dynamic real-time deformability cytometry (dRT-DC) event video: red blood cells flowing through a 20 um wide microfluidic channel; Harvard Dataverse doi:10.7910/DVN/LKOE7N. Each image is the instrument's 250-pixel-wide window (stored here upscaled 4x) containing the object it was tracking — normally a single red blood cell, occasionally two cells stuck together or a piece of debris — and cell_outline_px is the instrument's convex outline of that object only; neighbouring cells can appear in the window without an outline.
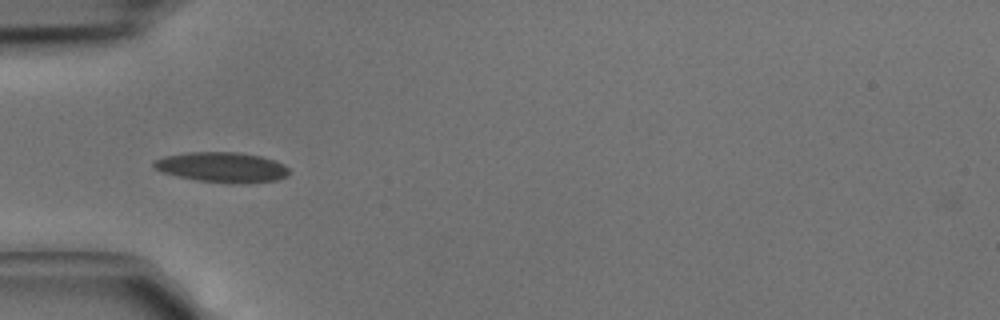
{"species": "common noctule bat (a hibernating species)", "species_latin": "Nyctalus noctula", "temperature_condition": "cold", "stored_images_in_passage": 3, "camera_frame_rate_fps": 3000, "um_per_image_px": 0.085, "animal": {"sex": "male", "body_mass_g": 15.6}, "frame": {"image": 1, "passage_image": 2, "time_ms": 0.333, "image_size_px": [1000, 320], "cell_outline_px": [[288, 176], [276, 180], [244, 184], [232, 184], [196, 180], [176, 176], [160, 172], [152, 168], [152, 160], [164, 156], [188, 152], [236, 152], [260, 156], [276, 160], [284, 164], [288, 168]], "centroid_in_image_um": [18.83, 14.22], "position_along_channel_um": 66.2, "area_um2": 24.22}}